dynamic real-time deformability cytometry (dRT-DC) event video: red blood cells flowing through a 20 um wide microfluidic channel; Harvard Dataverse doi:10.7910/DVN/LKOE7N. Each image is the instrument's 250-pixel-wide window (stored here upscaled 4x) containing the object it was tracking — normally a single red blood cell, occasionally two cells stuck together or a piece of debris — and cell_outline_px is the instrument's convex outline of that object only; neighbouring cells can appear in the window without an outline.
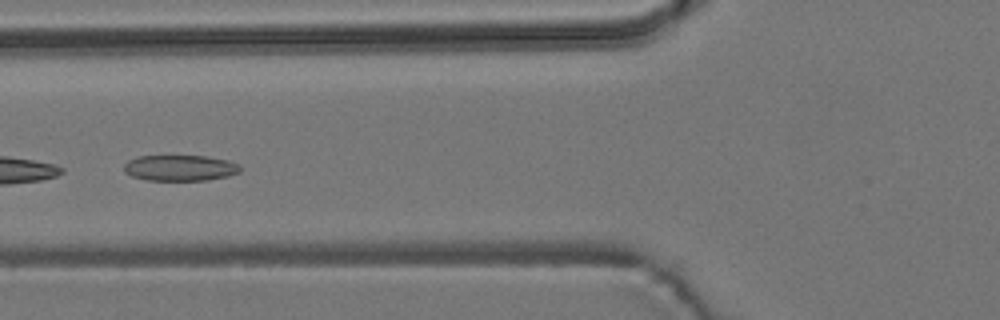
{"species": "common noctule bat (a hibernating species)", "species_latin": "Nyctalus noctula", "temperature_condition": "room temperature", "stored_images_in_passage": 8, "camera_frame_rate_fps": 3000, "um_per_image_px": 0.085, "animal": {"sex": "male", "body_mass_g": 19.2, "forearm_length_mm": 51.8}, "frame": {"image": 1, "passage_image": 6, "time_ms": 5.667, "image_size_px": [1000, 320], "cell_outline_px": [[240, 172], [228, 176], [208, 180], [148, 180], [132, 176], [124, 172], [124, 164], [128, 160], [136, 156], [204, 156], [228, 160], [240, 164]], "centroid_in_image_um": [15.3, 14.27], "position_along_channel_um": 110.5, "area_um2": 17.57}}
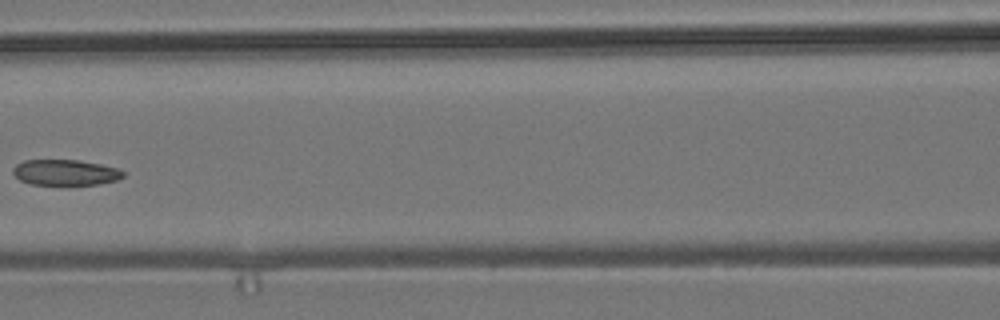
{"frame": {"image": 2, "passage_image": 7, "time_ms": 7.0, "image_size_px": [1000, 320], "cell_outline_px": [[124, 176], [116, 180], [96, 184], [68, 188], [28, 184], [20, 180], [12, 172], [12, 168], [16, 164], [24, 160], [76, 160], [100, 164], [116, 168], [124, 172]], "centroid_in_image_um": [5.5, 14.71], "position_along_channel_um": 161.1, "area_um2": 17.28}}
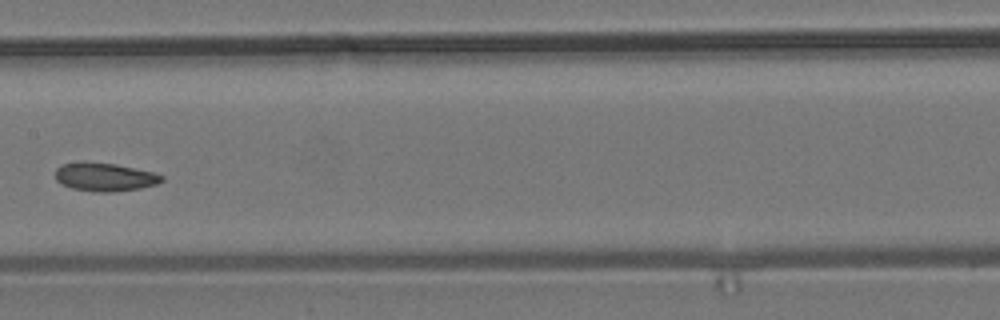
{"frame": {"image": 3, "passage_image": 8, "time_ms": 8.0, "image_size_px": [1000, 320], "cell_outline_px": [[164, 180], [156, 184], [140, 188], [112, 192], [96, 192], [72, 188], [56, 180], [56, 168], [60, 164], [80, 160], [84, 160], [116, 164], [152, 172], [164, 176]], "centroid_in_image_um": [8.87, 15.01], "position_along_channel_um": 198.5, "area_um2": 17.8}}